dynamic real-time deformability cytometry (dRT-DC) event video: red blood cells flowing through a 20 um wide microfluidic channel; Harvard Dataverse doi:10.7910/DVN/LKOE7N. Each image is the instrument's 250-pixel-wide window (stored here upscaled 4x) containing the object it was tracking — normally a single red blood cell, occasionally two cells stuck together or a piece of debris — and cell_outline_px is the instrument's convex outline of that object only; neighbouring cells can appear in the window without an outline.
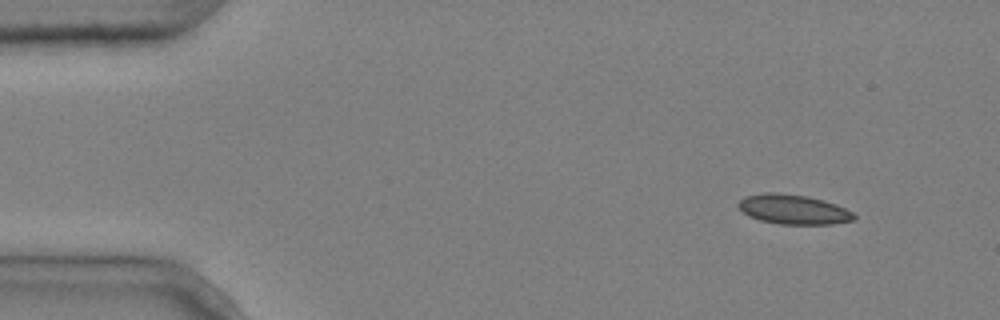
{"species": "common noctule bat (a hibernating species)", "species_latin": "Nyctalus noctula", "temperature_condition": "cold", "stored_images_in_passage": 6, "camera_frame_rate_fps": 3000, "um_per_image_px": 0.085, "animal": {"sex": "male", "body_mass_g": 20.4}, "frame": {"image": 1, "passage_image": 1, "time_ms": 0.0, "image_size_px": [1000, 320], "cell_outline_px": [[856, 220], [832, 224], [780, 224], [760, 220], [748, 216], [736, 204], [744, 196], [764, 192], [780, 192], [808, 196], [824, 200], [836, 204], [852, 212], [856, 216]], "centroid_in_image_um": [67.43, 17.79], "position_along_channel_um": 17.6, "area_um2": 20.17}}
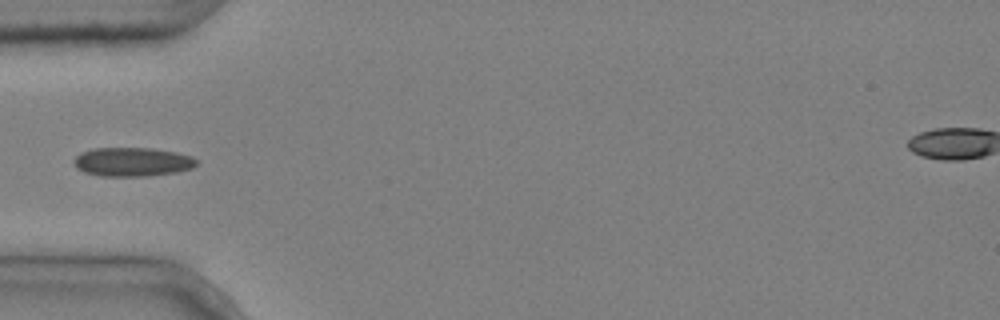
{"frame": {"image": 2, "passage_image": 3, "time_ms": 0.667, "image_size_px": [1000, 320], "cell_outline_px": [[200, 160], [192, 168], [176, 172], [144, 176], [100, 176], [84, 172], [76, 168], [72, 160], [80, 152], [92, 148], [152, 148], [176, 152], [192, 156]], "centroid_in_image_um": [11.23, 13.75], "position_along_channel_um": 73.8, "area_um2": 20.87}}
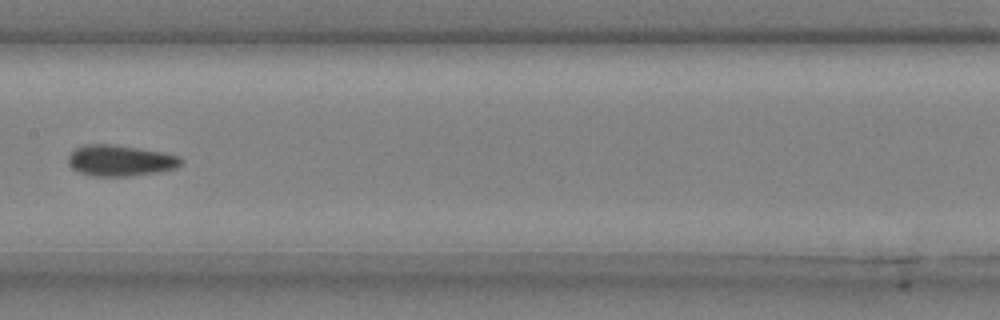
{"frame": {"image": 3, "passage_image": 6, "time_ms": 1.667, "image_size_px": [1000, 320], "cell_outline_px": [[184, 160], [176, 168], [160, 172], [128, 176], [92, 176], [80, 172], [72, 168], [68, 164], [68, 156], [76, 148], [84, 144], [112, 144], [164, 152], [180, 156]], "centroid_in_image_um": [10.24, 13.64], "position_along_channel_um": 197.2, "area_um2": 20.52}}